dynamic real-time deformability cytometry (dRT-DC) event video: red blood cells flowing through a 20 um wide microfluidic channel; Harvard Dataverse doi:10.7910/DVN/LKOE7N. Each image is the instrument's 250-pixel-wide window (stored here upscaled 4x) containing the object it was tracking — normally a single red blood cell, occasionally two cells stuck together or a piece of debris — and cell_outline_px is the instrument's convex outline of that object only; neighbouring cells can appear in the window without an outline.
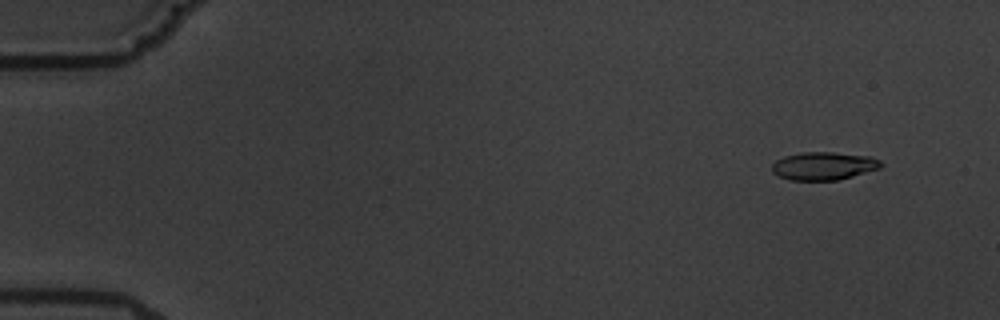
{"species": "common noctule bat (a hibernating species)", "species_latin": "Nyctalus noctula", "temperature_condition": "warm", "stored_images_in_passage": 6, "camera_frame_rate_fps": 3000, "um_per_image_px": 0.085, "animal": {"sex": "male", "body_mass_g": 19.5, "forearm_length_mm": 54.6}, "frame": {"image": 1, "passage_image": 2, "time_ms": 1.333, "image_size_px": [1000, 320], "cell_outline_px": [[884, 164], [880, 168], [852, 176], [836, 180], [788, 180], [772, 172], [772, 164], [776, 160], [784, 156], [800, 152], [832, 152], [872, 156], [880, 160]], "centroid_in_image_um": [70.01, 14.09], "position_along_channel_um": 15.0, "area_um2": 17.86}}
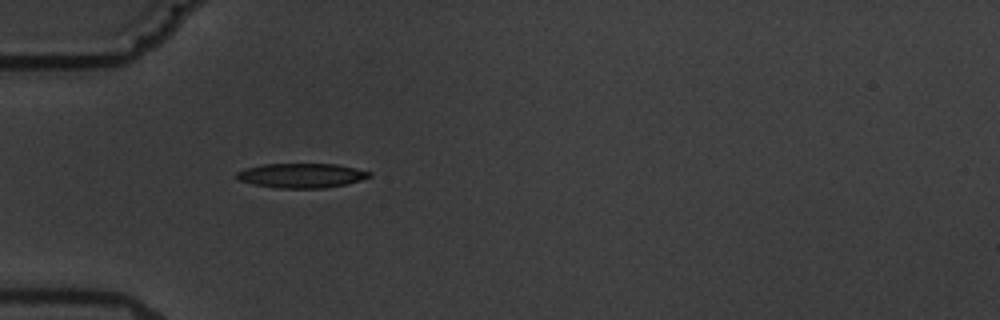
{"frame": {"image": 2, "passage_image": 6, "time_ms": 6.0, "image_size_px": [1000, 320], "cell_outline_px": [[372, 176], [360, 180], [344, 184], [324, 188], [276, 188], [252, 184], [240, 180], [236, 176], [236, 172], [244, 168], [264, 164], [336, 164], [356, 168], [372, 172]], "centroid_in_image_um": [25.61, 14.91], "position_along_channel_um": 59.4, "area_um2": 18.96}}